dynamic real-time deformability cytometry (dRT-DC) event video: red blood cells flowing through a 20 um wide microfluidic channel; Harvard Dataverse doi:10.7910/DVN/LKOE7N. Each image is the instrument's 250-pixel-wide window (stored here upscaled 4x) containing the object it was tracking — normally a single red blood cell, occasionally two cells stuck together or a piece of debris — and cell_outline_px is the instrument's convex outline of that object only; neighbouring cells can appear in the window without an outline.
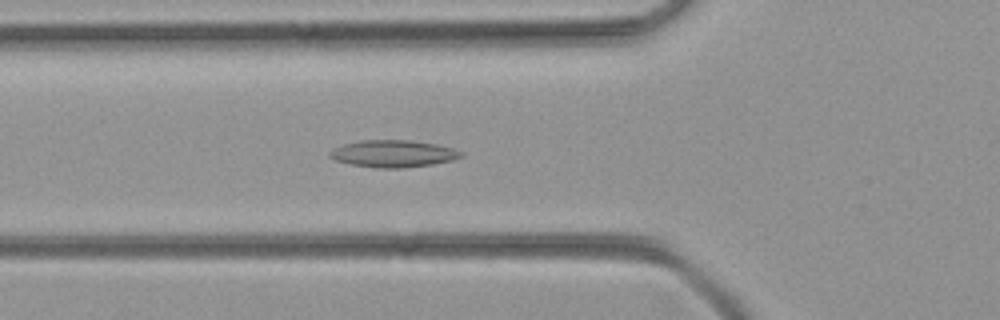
{"species": "common noctule bat (a hibernating species)", "species_latin": "Nyctalus noctula", "temperature_condition": "room temperature", "stored_images_in_passage": 48, "camera_frame_rate_fps": 3000, "um_per_image_px": 0.085, "animal": {"sex": "female", "body_mass_g": 21.9}, "frame": {"image": 1, "passage_image": 15, "time_ms": 4.667, "image_size_px": [1000, 320], "cell_outline_px": [[464, 156], [452, 160], [432, 164], [400, 168], [376, 168], [352, 164], [336, 160], [328, 156], [328, 152], [332, 148], [344, 144], [360, 140], [408, 140], [436, 144], [452, 148], [464, 152]], "centroid_in_image_um": [33.41, 13.05], "position_along_channel_um": 92.4, "area_um2": 20.69}}
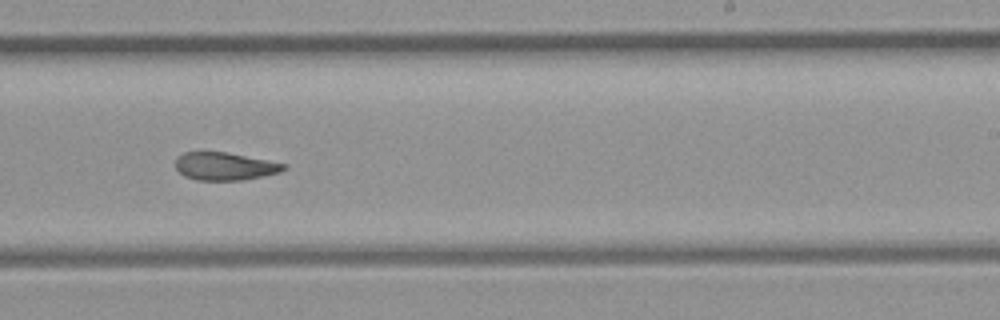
{"frame": {"image": 2, "passage_image": 28, "time_ms": 9.0, "image_size_px": [1000, 320], "cell_outline_px": [[288, 164], [280, 172], [240, 180], [196, 180], [184, 176], [176, 168], [176, 156], [184, 152], [228, 152]], "centroid_in_image_um": [19.08, 14.12], "position_along_channel_um": 269.9, "area_um2": 17.46}}
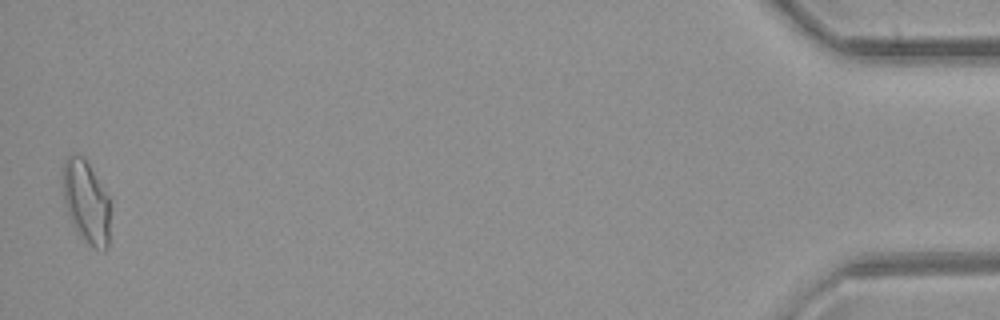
{"frame": {"image": 3, "passage_image": 47, "time_ms": 15.333, "image_size_px": [1000, 320], "cell_outline_px": [[108, 248], [104, 252], [88, 244], [76, 232], [72, 224], [64, 200], [60, 180], [60, 168], [64, 160], [68, 156], [76, 152], [84, 156], [108, 196]], "centroid_in_image_um": [7.25, 17.09], "position_along_channel_um": 427.9, "area_um2": 23.24}}